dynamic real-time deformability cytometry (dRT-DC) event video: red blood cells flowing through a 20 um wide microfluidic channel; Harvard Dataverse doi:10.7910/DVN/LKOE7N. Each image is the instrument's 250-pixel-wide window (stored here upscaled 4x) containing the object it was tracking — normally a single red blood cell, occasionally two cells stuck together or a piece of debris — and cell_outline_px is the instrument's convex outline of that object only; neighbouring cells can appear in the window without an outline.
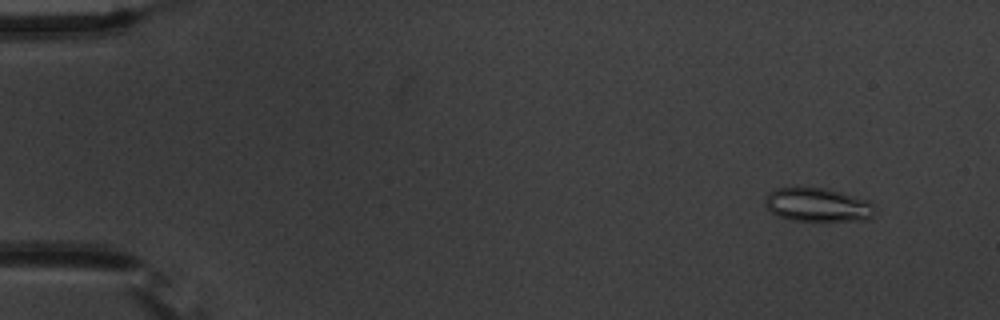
{"species": "common noctule bat (a hibernating species)", "species_latin": "Nyctalus noctula", "temperature_condition": "warm", "stored_images_in_passage": 52, "camera_frame_rate_fps": 3000, "um_per_image_px": 0.085, "animal": {"sex": "male", "body_mass_g": 20.1, "forearm_length_mm": 53.5}, "frame": {"image": 1, "passage_image": 1, "time_ms": 0.0, "image_size_px": [1000, 320], "cell_outline_px": [[876, 212], [872, 216], [864, 220], [792, 220], [776, 216], [764, 204], [764, 196], [776, 188], [824, 188], [872, 200]], "centroid_in_image_um": [69.52, 17.41], "position_along_channel_um": 15.5, "area_um2": 21.56}}
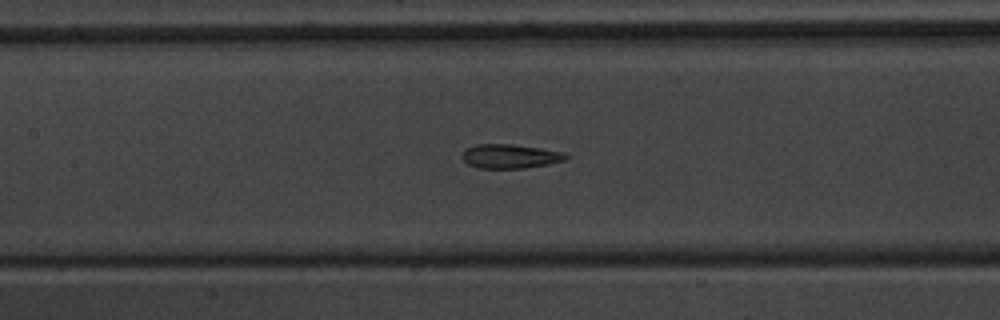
{"frame": {"image": 2, "passage_image": 23, "time_ms": 7.333, "image_size_px": [1000, 320], "cell_outline_px": [[568, 156], [564, 160], [548, 164], [524, 168], [480, 168], [468, 164], [460, 156], [464, 148], [476, 144], [512, 144], [540, 148], [564, 152]], "centroid_in_image_um": [43.31, 13.27], "position_along_channel_um": 164.1, "area_um2": 14.62}}
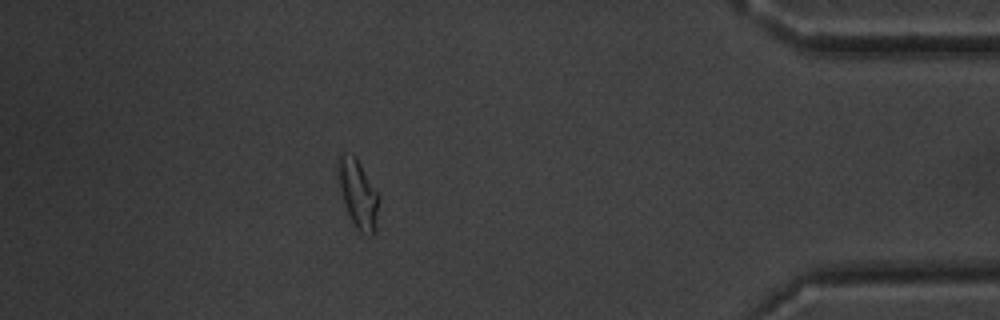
{"frame": {"image": 3, "passage_image": 46, "time_ms": 15.0, "image_size_px": [1000, 320], "cell_outline_px": [[380, 200], [372, 236], [368, 236], [360, 232], [356, 228], [344, 204], [336, 176], [336, 156], [344, 152], [356, 156], [380, 192]], "centroid_in_image_um": [30.41, 16.37], "position_along_channel_um": 404.8, "area_um2": 16.88}, "authors_computed_cell_mechanics": {"area_um2": 15.6638, "velocity_mm_per_s": 3.6715, "shape_relaxation_time_tau1_ms": null, "shape_relaxation_time_tau2_ms": 2.0657, "deformation_change_tau1": null, "deformation_change_tau2": 0.0993}}